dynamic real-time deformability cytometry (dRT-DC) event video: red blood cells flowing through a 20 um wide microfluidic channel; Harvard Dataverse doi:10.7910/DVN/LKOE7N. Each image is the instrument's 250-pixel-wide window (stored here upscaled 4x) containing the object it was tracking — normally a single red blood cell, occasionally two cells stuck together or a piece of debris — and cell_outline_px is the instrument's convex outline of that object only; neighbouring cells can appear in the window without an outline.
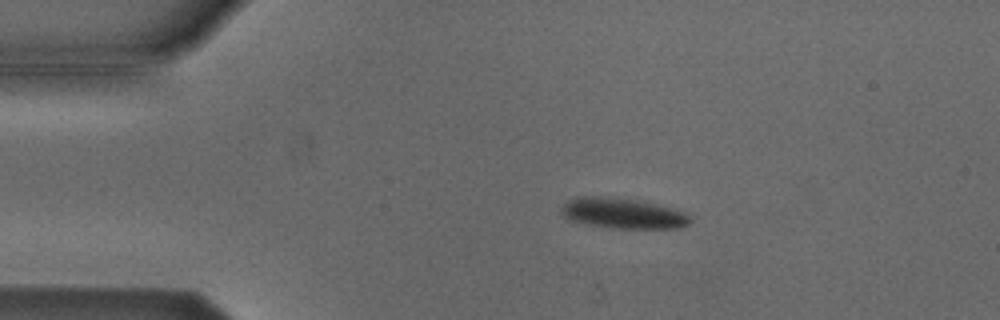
{"species": "Egyptian fruit bat (a non-hibernating species)", "species_latin": "Rousettus aegyptiacus", "temperature_condition": "cold", "stored_images_in_passage": 4, "camera_frame_rate_fps": 3000, "um_per_image_px": 0.085, "animal": {"sex": "male"}, "frame": {"image": 1, "passage_image": 2, "time_ms": 0.333, "image_size_px": [1000, 320], "cell_outline_px": [[692, 220], [688, 224], [680, 228], [608, 228], [568, 220], [560, 212], [560, 208], [568, 200], [576, 196], [600, 196], [644, 200], [676, 208], [684, 212]], "centroid_in_image_um": [52.94, 18.11], "position_along_channel_um": 32.1, "area_um2": 23.35}}